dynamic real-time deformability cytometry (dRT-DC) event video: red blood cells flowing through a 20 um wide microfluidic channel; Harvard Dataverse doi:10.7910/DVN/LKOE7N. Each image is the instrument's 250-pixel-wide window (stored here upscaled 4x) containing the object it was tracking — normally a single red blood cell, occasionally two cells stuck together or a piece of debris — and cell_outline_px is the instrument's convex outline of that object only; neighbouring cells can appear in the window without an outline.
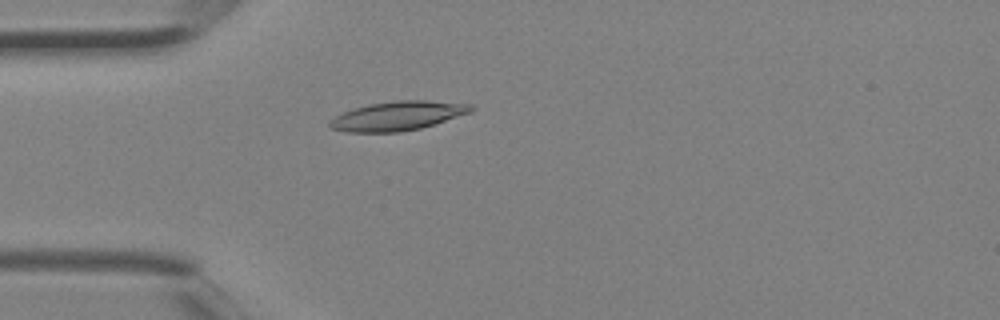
{"species": "Egyptian fruit bat (a non-hibernating species)", "species_latin": "Rousettus aegyptiacus", "temperature_condition": "room temperature", "stored_images_in_passage": 3, "camera_frame_rate_fps": 3000, "um_per_image_px": 0.085, "animal": {"sex": "female"}, "frame": {"image": 1, "passage_image": 3, "time_ms": 0.667, "image_size_px": [1000, 320], "cell_outline_px": [[476, 108], [472, 112], [436, 124], [420, 128], [400, 132], [348, 132], [332, 128], [328, 124], [328, 120], [352, 108], [368, 104], [396, 100], [424, 100], [472, 104]], "centroid_in_image_um": [33.84, 9.84], "position_along_channel_um": 51.2, "area_um2": 24.16}}